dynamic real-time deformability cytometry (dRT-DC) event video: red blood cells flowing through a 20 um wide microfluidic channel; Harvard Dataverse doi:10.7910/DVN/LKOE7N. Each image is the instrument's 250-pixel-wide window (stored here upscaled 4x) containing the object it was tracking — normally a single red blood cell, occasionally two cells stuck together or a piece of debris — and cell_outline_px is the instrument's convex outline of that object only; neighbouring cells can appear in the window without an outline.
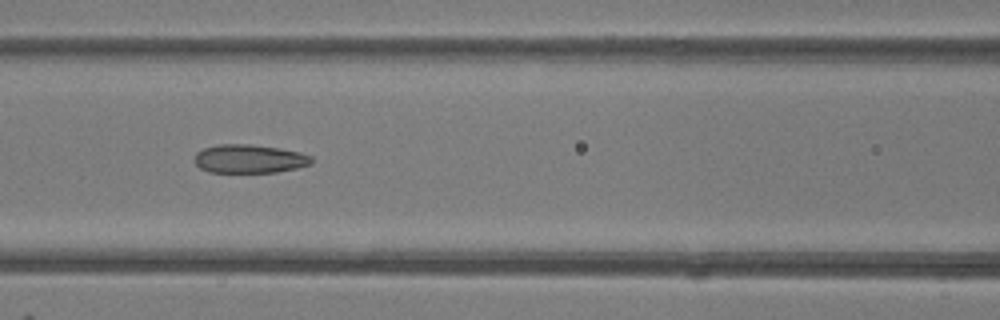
{"species": "common noctule bat (a hibernating species)", "species_latin": "Nyctalus noctula", "temperature_condition": "room temperature", "stored_images_in_passage": 8, "camera_frame_rate_fps": 3000, "um_per_image_px": 0.085, "animal": {"sex": "female"}, "frame": {"image": 1, "passage_image": 6, "time_ms": 5.667, "image_size_px": [1000, 320], "cell_outline_px": [[312, 164], [296, 168], [276, 172], [208, 172], [200, 168], [192, 160], [196, 152], [204, 148], [220, 144], [248, 144], [280, 148], [300, 152], [312, 156]], "centroid_in_image_um": [21.18, 13.5], "position_along_channel_um": 145.4, "area_um2": 19.59}}
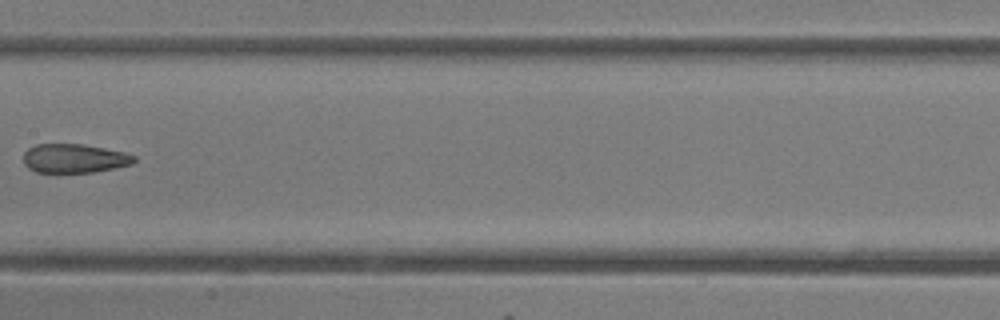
{"frame": {"image": 2, "passage_image": 7, "time_ms": 7.0, "image_size_px": [1000, 320], "cell_outline_px": [[136, 160], [132, 164], [92, 172], [36, 172], [28, 168], [24, 164], [24, 152], [28, 148], [36, 144], [84, 144], [124, 152], [136, 156]], "centroid_in_image_um": [6.3, 13.45], "position_along_channel_um": 201.1, "area_um2": 18.61}}
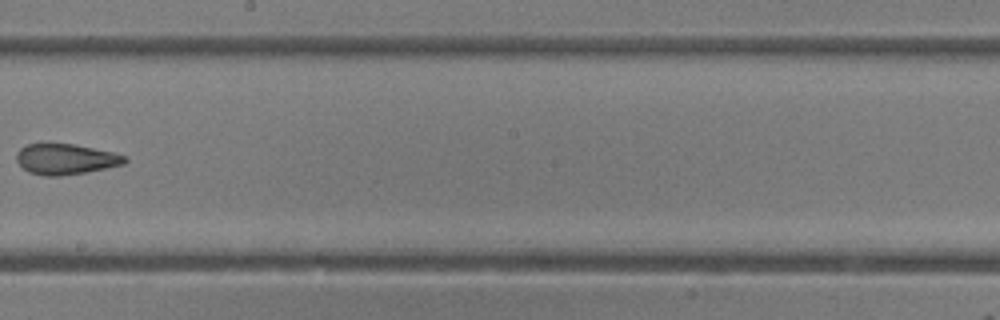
{"frame": {"image": 3, "passage_image": 8, "time_ms": 8.0, "image_size_px": [1000, 320], "cell_outline_px": [[128, 160], [124, 164], [84, 172], [60, 176], [44, 176], [28, 172], [16, 160], [16, 152], [20, 148], [28, 144], [76, 144], [112, 152], [128, 156]], "centroid_in_image_um": [5.58, 13.52], "position_along_channel_um": 242.6, "area_um2": 19.25}}